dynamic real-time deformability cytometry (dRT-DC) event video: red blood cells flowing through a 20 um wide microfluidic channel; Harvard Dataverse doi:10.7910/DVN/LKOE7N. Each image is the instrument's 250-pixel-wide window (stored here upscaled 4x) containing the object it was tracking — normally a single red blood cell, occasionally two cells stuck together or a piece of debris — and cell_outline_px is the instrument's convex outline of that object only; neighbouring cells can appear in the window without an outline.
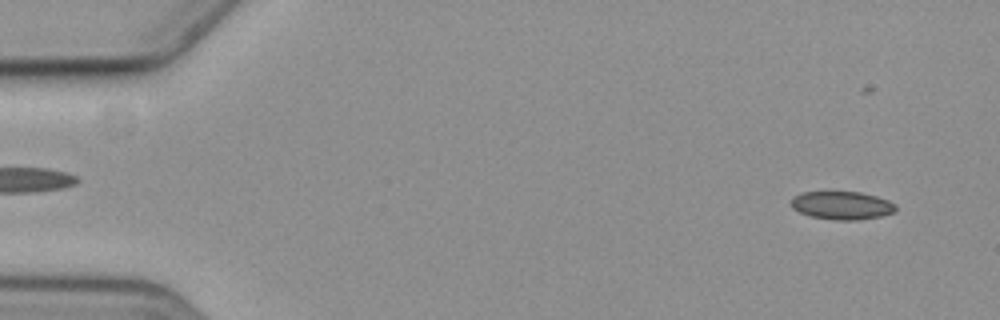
{"species": "common noctule bat (a hibernating species)", "species_latin": "Nyctalus noctula", "temperature_condition": "cold", "stored_images_in_passage": 47, "camera_frame_rate_fps": 3000, "um_per_image_px": 0.085, "animal": {"sex": "female", "body_mass_g": 19.3, "forearm_length_mm": 54.1}, "frame": {"image": 1, "passage_image": 4, "time_ms": 1.0, "image_size_px": [1000, 320], "cell_outline_px": [[896, 208], [892, 212], [880, 216], [860, 220], [836, 220], [812, 216], [800, 212], [792, 208], [792, 196], [804, 192], [860, 192], [876, 196], [888, 200], [896, 204]], "centroid_in_image_um": [71.57, 17.45], "position_along_channel_um": 13.4, "area_um2": 16.99}}
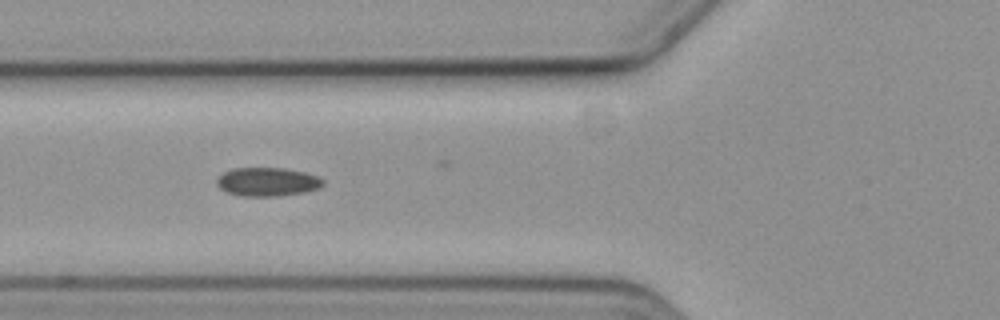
{"frame": {"image": 2, "passage_image": 22, "time_ms": 7.0, "image_size_px": [1000, 320], "cell_outline_px": [[324, 184], [320, 188], [304, 192], [276, 196], [240, 196], [228, 192], [220, 188], [216, 184], [216, 180], [224, 172], [232, 168], [284, 168], [304, 172], [316, 176], [324, 180]], "centroid_in_image_um": [22.73, 15.45], "position_along_channel_um": 103.1, "area_um2": 17.69}}
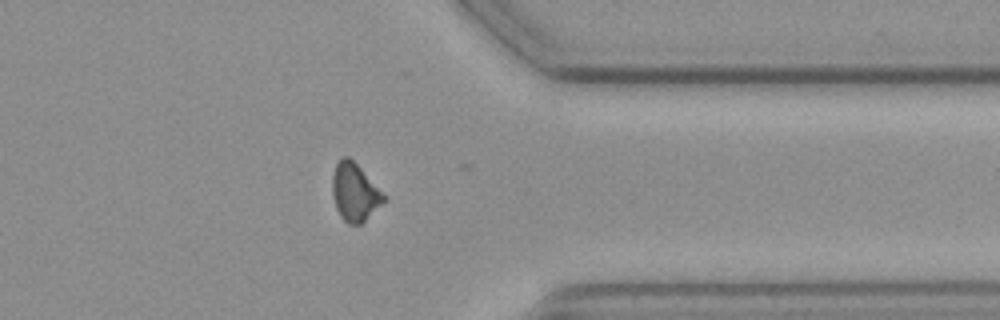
{"frame": {"image": 3, "passage_image": 46, "time_ms": 15.0, "image_size_px": [1000, 320], "cell_outline_px": [[388, 200], [360, 224], [348, 224], [340, 216], [336, 208], [332, 196], [332, 176], [336, 164], [340, 156], [348, 156], [388, 196]], "centroid_in_image_um": [30.17, 16.34], "position_along_channel_um": 381.2, "area_um2": 17.57}}